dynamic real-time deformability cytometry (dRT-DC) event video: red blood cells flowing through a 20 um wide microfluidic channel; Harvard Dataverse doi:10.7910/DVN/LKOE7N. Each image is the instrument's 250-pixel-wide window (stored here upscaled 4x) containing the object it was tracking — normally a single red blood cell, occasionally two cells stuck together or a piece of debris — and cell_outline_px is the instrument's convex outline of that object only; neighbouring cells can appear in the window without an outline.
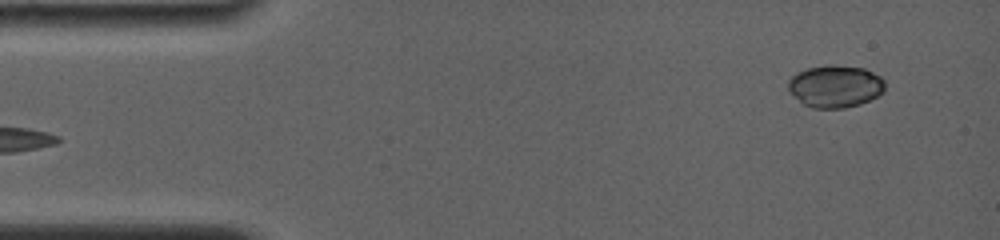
{"species": "common noctule bat (a hibernating species)", "species_latin": "Nyctalus noctula", "temperature_condition": "room temperature", "stored_images_in_passage": 3, "segment_of_instrument_passage": [2, 2], "camera_frame_rate_fps": 4000, "um_per_image_px": 0.085, "animal": {"sex": "female", "body_mass_g": 19.0, "forearm_length_mm": 56.7}, "frame": {"image": 1, "passage_image": 3, "time_ms": 2.0, "image_size_px": [1000, 240], "cell_outline_px": [[884, 92], [860, 104], [844, 108], [812, 108], [804, 104], [788, 88], [788, 80], [796, 72], [808, 68], [824, 64], [832, 64], [864, 68], [880, 76], [884, 80]], "centroid_in_image_um": [71.0, 7.31], "position_along_channel_um": 14.0, "area_um2": 23.81}}